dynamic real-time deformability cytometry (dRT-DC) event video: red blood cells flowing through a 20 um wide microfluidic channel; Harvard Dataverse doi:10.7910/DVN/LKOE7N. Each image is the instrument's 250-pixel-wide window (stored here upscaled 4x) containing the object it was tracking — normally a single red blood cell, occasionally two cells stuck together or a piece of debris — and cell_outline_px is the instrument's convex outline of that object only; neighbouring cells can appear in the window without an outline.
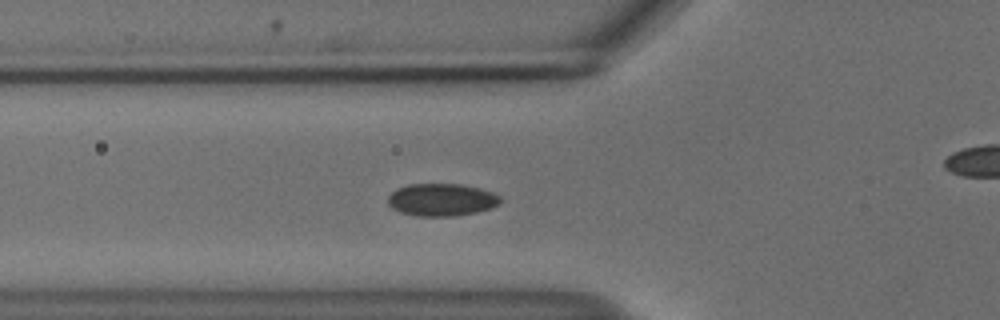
{"species": "common noctule bat (a hibernating species)", "species_latin": "Nyctalus noctula", "temperature_condition": "cold", "stored_images_in_passage": 34, "camera_frame_rate_fps": 3000, "um_per_image_px": 0.085, "animal": {"sex": "male", "body_mass_g": 18.8}, "frame": {"image": 1, "passage_image": 4, "time_ms": 1.0, "image_size_px": [1000, 320], "cell_outline_px": [[500, 204], [492, 208], [476, 212], [452, 216], [416, 216], [400, 212], [392, 208], [388, 204], [388, 196], [396, 188], [408, 184], [460, 184], [480, 188], [492, 192], [500, 196]], "centroid_in_image_um": [37.52, 16.98], "position_along_channel_um": 88.3, "area_um2": 21.39}}
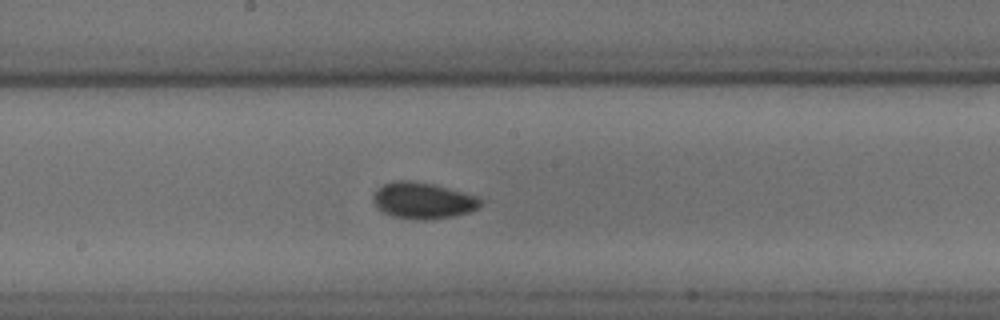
{"frame": {"image": 2, "passage_image": 14, "time_ms": 4.333, "image_size_px": [1000, 320], "cell_outline_px": [[484, 200], [476, 208], [468, 212], [452, 216], [424, 220], [416, 220], [392, 216], [376, 208], [372, 200], [372, 196], [376, 188], [384, 184], [396, 180], [412, 180], [432, 184], [480, 196]], "centroid_in_image_um": [35.92, 17.04], "position_along_channel_um": 212.3, "area_um2": 22.89}}
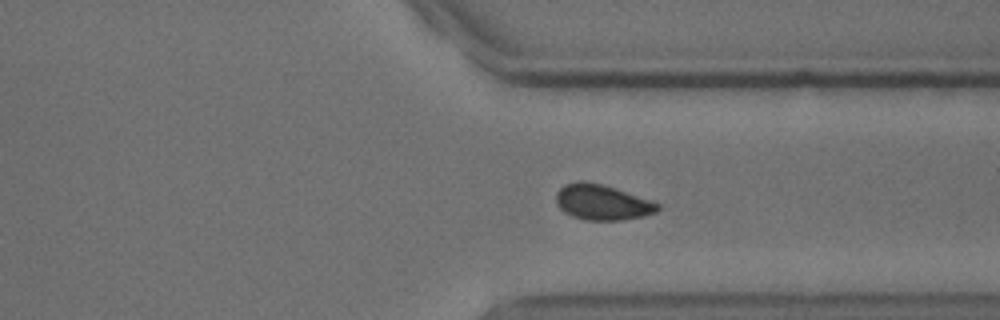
{"frame": {"image": 3, "passage_image": 26, "time_ms": 8.333, "image_size_px": [1000, 320], "cell_outline_px": [[660, 208], [656, 212], [644, 216], [624, 220], [584, 220], [572, 216], [564, 212], [556, 204], [556, 192], [564, 184], [580, 180], [600, 184], [616, 188], [652, 200], [660, 204]], "centroid_in_image_um": [51.19, 17.2], "position_along_channel_um": 360.2, "area_um2": 21.15}, "authors_computed_cell_mechanics": {"area_um2": 21.2993, "velocity_mm_per_s": 3.7018, "shape_relaxation_time_tau1_ms": 5.5408, "shape_relaxation_time_tau2_ms": null, "deformation_change_tau1": 0.0748, "deformation_change_tau2": null}}